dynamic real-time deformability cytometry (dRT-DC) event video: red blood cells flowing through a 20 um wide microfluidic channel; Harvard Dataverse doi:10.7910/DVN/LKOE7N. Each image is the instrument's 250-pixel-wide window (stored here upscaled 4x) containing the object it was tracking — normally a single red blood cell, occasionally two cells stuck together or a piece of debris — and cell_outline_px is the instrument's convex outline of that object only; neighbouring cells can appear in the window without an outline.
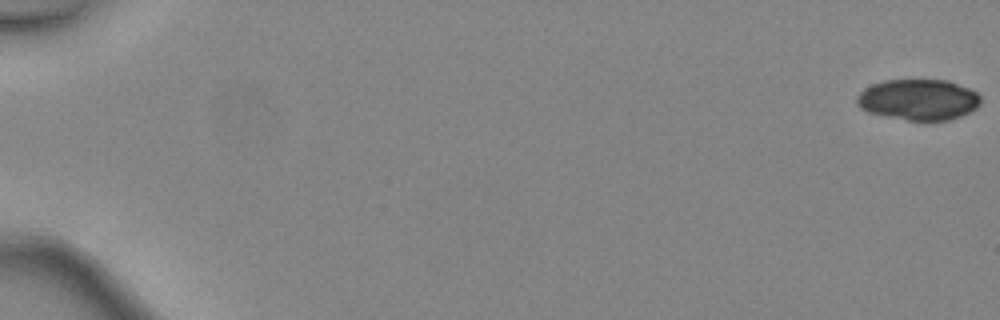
{"species": "common noctule bat (a hibernating species)", "species_latin": "Nyctalus noctula", "temperature_condition": "warm", "stored_images_in_passage": 11, "camera_frame_rate_fps": 3000, "um_per_image_px": 0.085, "animal": {"sex": "female", "body_mass_g": 24.6, "forearm_length_mm": 56.2}, "frame": {"image": 1, "passage_image": 1, "time_ms": 0.0, "image_size_px": [1000, 320], "cell_outline_px": [[980, 104], [976, 108], [960, 116], [948, 120], [908, 120], [868, 112], [860, 108], [856, 104], [856, 96], [864, 88], [872, 84], [884, 80], [948, 80], [968, 88], [976, 92], [980, 96]], "centroid_in_image_um": [78.04, 8.46], "position_along_channel_um": 7.0, "area_um2": 29.42}}